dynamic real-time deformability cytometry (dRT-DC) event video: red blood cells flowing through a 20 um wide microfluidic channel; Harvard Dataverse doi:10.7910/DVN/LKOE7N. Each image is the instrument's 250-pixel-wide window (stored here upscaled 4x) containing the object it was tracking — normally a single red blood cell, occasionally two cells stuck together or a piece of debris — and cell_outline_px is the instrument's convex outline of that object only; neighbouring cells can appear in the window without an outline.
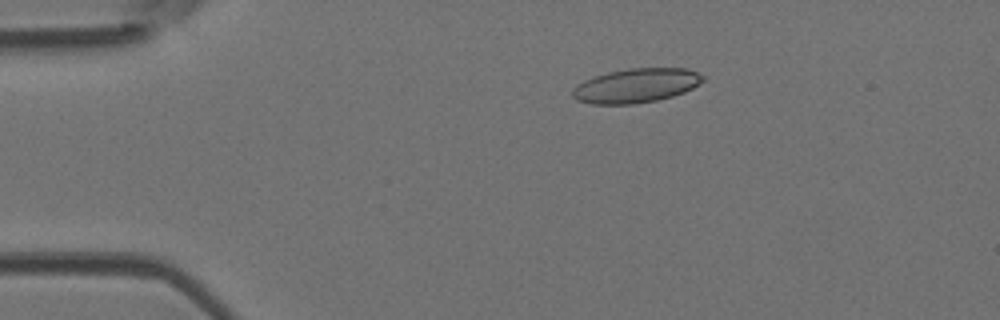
{"species": "Egyptian fruit bat (a non-hibernating species)", "species_latin": "Rousettus aegyptiacus", "temperature_condition": "room temperature", "stored_images_in_passage": 4, "camera_frame_rate_fps": 3000, "um_per_image_px": 0.085, "animal": {"sex": "female"}, "frame": {"image": 1, "passage_image": 1, "time_ms": 0.0, "image_size_px": [1000, 320], "cell_outline_px": [[704, 80], [692, 88], [684, 92], [672, 96], [656, 100], [632, 104], [592, 104], [576, 100], [572, 96], [572, 88], [576, 84], [584, 80], [608, 72], [628, 68], [688, 68], [704, 76]], "centroid_in_image_um": [54.04, 7.27], "position_along_channel_um": 31.0, "area_um2": 26.01}}
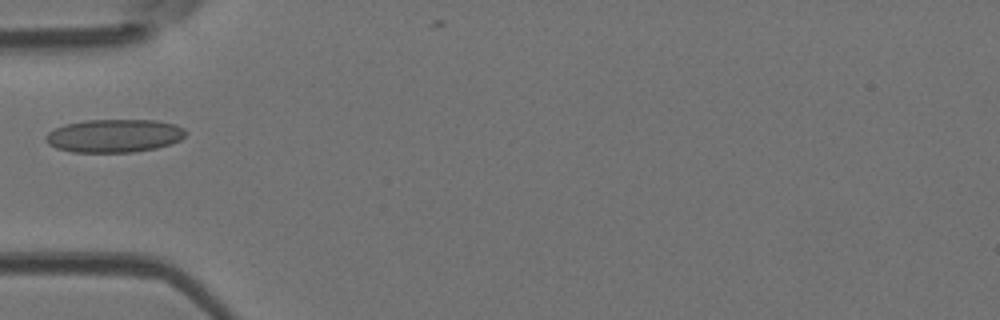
{"frame": {"image": 2, "passage_image": 3, "time_ms": 0.667, "image_size_px": [1000, 320], "cell_outline_px": [[188, 132], [180, 140], [172, 144], [156, 148], [132, 152], [72, 152], [56, 148], [48, 144], [44, 140], [44, 136], [48, 132], [64, 124], [84, 120], [156, 120], [176, 124], [184, 128]], "centroid_in_image_um": [9.71, 11.53], "position_along_channel_um": 75.3, "area_um2": 27.34}}
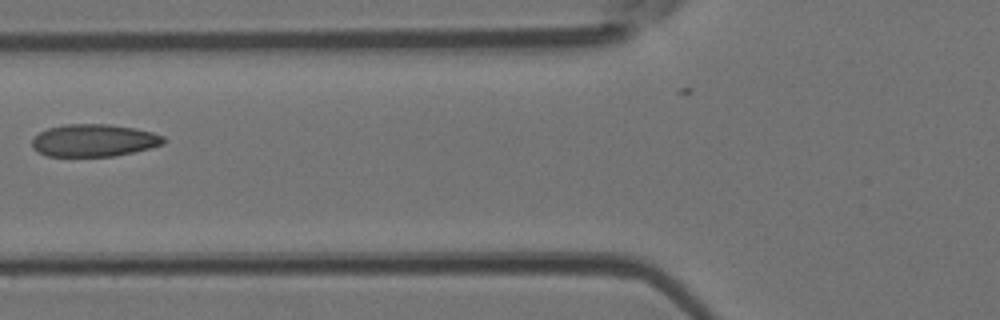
{"frame": {"image": 3, "passage_image": 4, "time_ms": 1.0, "image_size_px": [1000, 320], "cell_outline_px": [[168, 140], [164, 144], [116, 156], [48, 156], [32, 148], [32, 140], [40, 132], [48, 128], [64, 124], [108, 124], [136, 128], [152, 132], [164, 136]], "centroid_in_image_um": [8.01, 11.93], "position_along_channel_um": 117.8, "area_um2": 24.85}}